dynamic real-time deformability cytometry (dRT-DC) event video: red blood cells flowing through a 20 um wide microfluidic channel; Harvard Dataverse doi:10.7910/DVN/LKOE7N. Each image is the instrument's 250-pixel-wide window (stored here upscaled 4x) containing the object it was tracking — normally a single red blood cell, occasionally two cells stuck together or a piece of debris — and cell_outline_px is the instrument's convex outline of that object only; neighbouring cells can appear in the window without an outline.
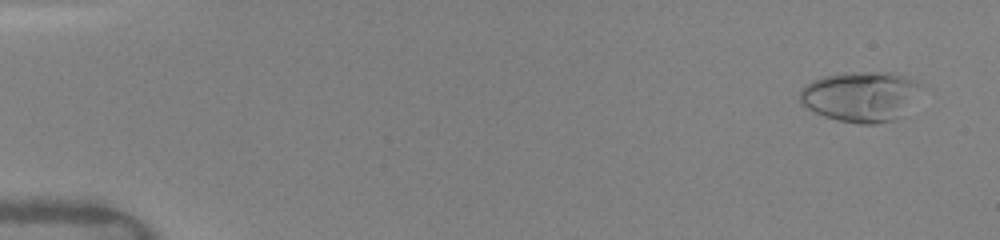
{"species": "human", "species_latin": "Homo sapiens", "temperature_condition": "warm", "stored_images_in_passage": 50, "camera_frame_rate_fps": 3000, "um_per_image_px": 0.085, "donor": {"sex": "female"}, "frame": {"image": 1, "passage_image": 3, "time_ms": 0.667, "image_size_px": [1000, 240], "cell_outline_px": [[920, 84], [896, 116], [892, 120], [876, 124], [860, 124], [836, 120], [824, 116], [800, 104], [800, 88], [812, 80], [824, 76], [844, 72], [892, 72], [916, 80]], "centroid_in_image_um": [72.99, 8.17], "position_along_channel_um": 12.0, "area_um2": 34.39}}
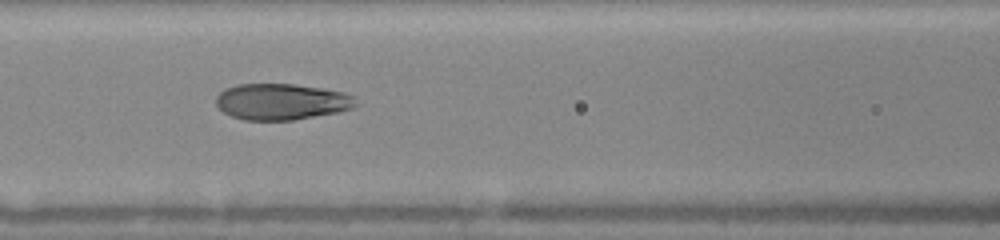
{"frame": {"image": 2, "passage_image": 23, "time_ms": 7.333, "image_size_px": [1000, 240], "cell_outline_px": [[360, 104], [352, 108], [336, 112], [292, 120], [244, 120], [232, 116], [224, 112], [216, 104], [216, 96], [224, 88], [236, 84], [292, 84], [324, 88], [344, 92], [356, 96]], "centroid_in_image_um": [23.96, 8.63], "position_along_channel_um": 142.6, "area_um2": 29.71}}
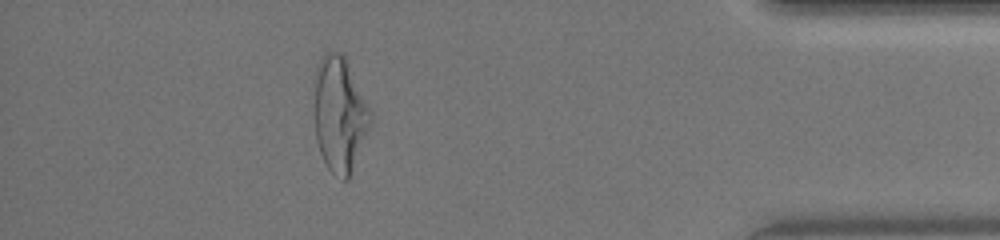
{"frame": {"image": 3, "passage_image": 45, "time_ms": 14.667, "image_size_px": [1000, 240], "cell_outline_px": [[372, 124], [348, 180], [340, 180], [328, 168], [320, 152], [316, 140], [312, 112], [316, 64], [324, 52], [340, 52], [344, 56], [372, 108]], "centroid_in_image_um": [28.86, 9.7], "position_along_channel_um": 406.3, "area_um2": 38.9}, "authors_computed_cell_mechanics": {"area_um2": 31.1253, "velocity_mm_per_s": 4.1229, "shape_relaxation_time_tau1_ms": 3.8703, "shape_relaxation_time_tau2_ms": 0.8491, "deformation_change_tau1": 0.2052, "deformation_change_tau2": 0.0528}}